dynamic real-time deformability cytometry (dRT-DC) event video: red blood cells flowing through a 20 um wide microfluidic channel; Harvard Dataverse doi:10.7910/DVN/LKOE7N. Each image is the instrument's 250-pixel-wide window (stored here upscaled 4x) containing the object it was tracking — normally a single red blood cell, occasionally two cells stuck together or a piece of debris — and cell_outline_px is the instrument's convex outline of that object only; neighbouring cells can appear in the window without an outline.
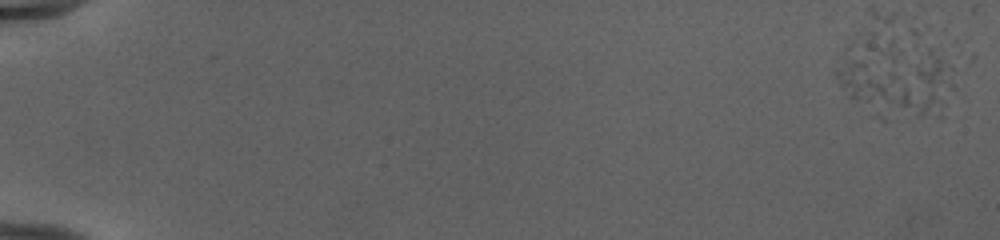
{"species": "human", "species_latin": "Homo sapiens", "temperature_condition": "cold", "stored_images_in_passage": 2, "camera_frame_rate_fps": 3000, "um_per_image_px": 0.085, "donor": {"sex": "female"}, "frame": {"image": 1, "passage_image": 2, "time_ms": 0.333, "image_size_px": [1000, 240], "cell_outline_px": [[944, 116], [920, 116], [856, 100], [848, 96], [840, 84], [836, 76], [836, 72], [852, 64], [936, 60], [940, 60], [944, 92]], "centroid_in_image_um": [76.26, 7.29], "position_along_channel_um": 8.7, "area_um2": 33.81}}